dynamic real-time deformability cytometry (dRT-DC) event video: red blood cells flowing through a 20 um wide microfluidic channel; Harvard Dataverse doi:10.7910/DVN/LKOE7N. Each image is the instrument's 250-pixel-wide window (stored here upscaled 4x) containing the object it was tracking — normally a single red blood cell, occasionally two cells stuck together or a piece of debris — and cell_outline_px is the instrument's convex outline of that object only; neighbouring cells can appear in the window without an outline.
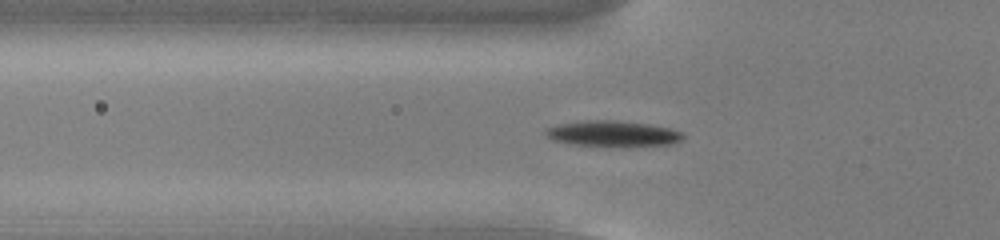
{"species": "common noctule bat (a hibernating species)", "species_latin": "Nyctalus noctula", "temperature_condition": "cold", "stored_images_in_passage": 56, "camera_frame_rate_fps": 3000, "um_per_image_px": 0.085, "animal": {"sex": "male", "body_mass_g": 13.0, "forearm_length_mm": 53.1}, "frame": {"image": 1, "passage_image": 20, "time_ms": 6.333, "image_size_px": [1000, 240], "cell_outline_px": [[684, 140], [676, 144], [628, 148], [572, 144], [552, 140], [544, 132], [548, 128], [560, 124], [584, 120], [616, 120], [648, 124], [672, 128], [684, 132]], "centroid_in_image_um": [52.22, 11.39], "position_along_channel_um": 73.6, "area_um2": 21.39}}
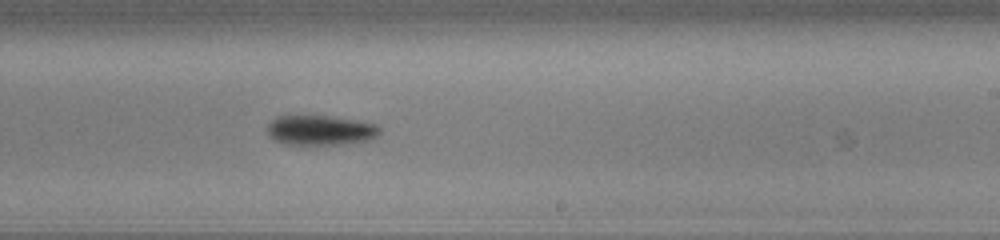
{"frame": {"image": 2, "passage_image": 35, "time_ms": 11.333, "image_size_px": [1000, 240], "cell_outline_px": [[380, 132], [376, 136], [368, 140], [344, 144], [284, 144], [268, 136], [268, 124], [276, 116], [328, 116], [376, 124], [380, 128]], "centroid_in_image_um": [27.21, 11.07], "position_along_channel_um": 261.8, "area_um2": 19.31}}
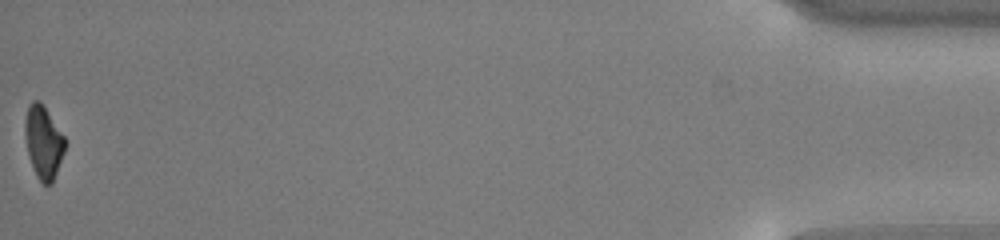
{"frame": {"image": 3, "passage_image": 56, "time_ms": 18.333, "image_size_px": [1000, 240], "cell_outline_px": [[64, 152], [52, 184], [44, 184], [36, 176], [28, 156], [24, 136], [24, 124], [28, 104], [32, 100], [40, 100], [64, 136]], "centroid_in_image_um": [3.66, 12.06], "position_along_channel_um": 431.5, "area_um2": 16.94}, "authors_computed_cell_mechanics": {"area_um2": 18.5249, "velocity_mm_per_s": 3.7673, "shape_relaxation_time_tau1_ms": 1.5868, "shape_relaxation_time_tau2_ms": null, "deformation_change_tau1": 0.1111, "deformation_change_tau2": null}}